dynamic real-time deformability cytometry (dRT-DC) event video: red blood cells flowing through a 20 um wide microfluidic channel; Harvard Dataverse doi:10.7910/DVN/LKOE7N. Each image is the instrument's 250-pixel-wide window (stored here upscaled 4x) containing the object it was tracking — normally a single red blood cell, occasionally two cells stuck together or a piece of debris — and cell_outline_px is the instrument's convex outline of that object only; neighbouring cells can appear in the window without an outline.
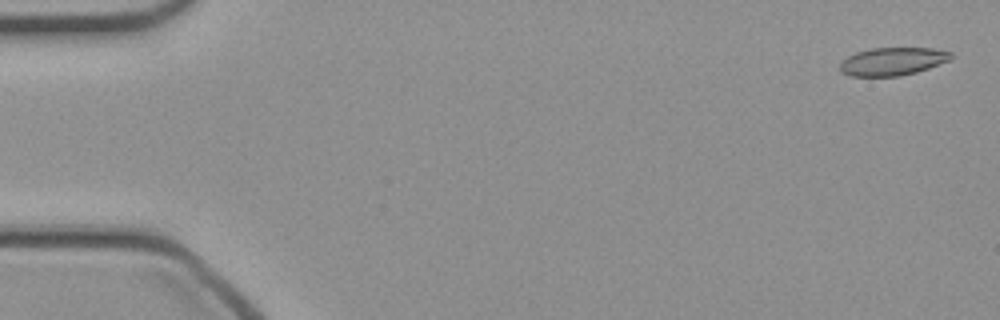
{"species": "common noctule bat (a hibernating species)", "species_latin": "Nyctalus noctula", "temperature_condition": "cold", "stored_images_in_passage": 47, "camera_frame_rate_fps": 3000, "um_per_image_px": 0.085, "animal": {"sex": "female", "body_mass_g": 21.9}, "frame": {"image": 1, "passage_image": 1, "time_ms": 0.0, "image_size_px": [1000, 320], "cell_outline_px": [[952, 56], [948, 60], [928, 68], [916, 72], [900, 76], [852, 76], [840, 72], [840, 64], [848, 56], [856, 52], [872, 48], [932, 48], [952, 52]], "centroid_in_image_um": [75.85, 5.22], "position_along_channel_um": 9.2, "area_um2": 17.92}}
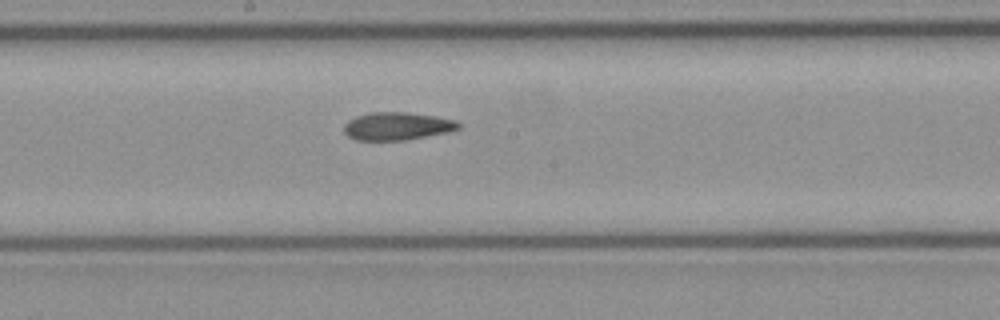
{"frame": {"image": 2, "passage_image": 25, "time_ms": 8.0, "image_size_px": [1000, 320], "cell_outline_px": [[460, 128], [448, 132], [408, 140], [356, 140], [348, 136], [344, 132], [344, 124], [348, 120], [356, 116], [368, 112], [404, 112], [436, 116], [456, 120], [460, 124]], "centroid_in_image_um": [33.75, 10.72], "position_along_channel_um": 214.5, "area_um2": 18.73}}
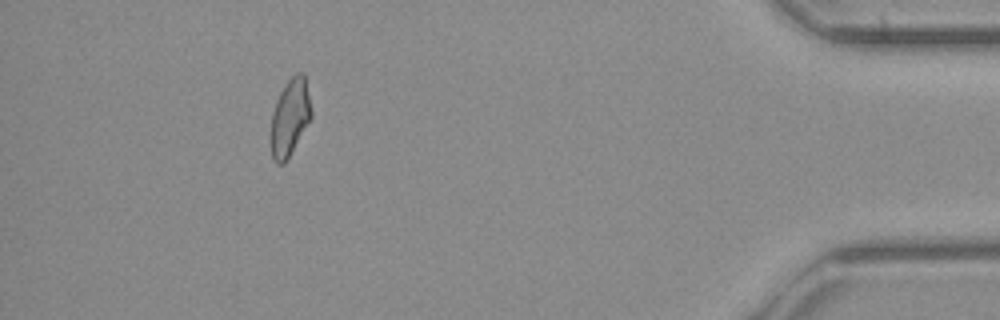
{"frame": {"image": 3, "passage_image": 43, "time_ms": 14.0, "image_size_px": [1000, 320], "cell_outline_px": [[312, 116], [284, 164], [276, 164], [272, 160], [272, 112], [276, 100], [284, 84], [296, 72], [304, 72], [312, 108]], "centroid_in_image_um": [24.66, 9.93], "position_along_channel_um": 410.5, "area_um2": 17.98}}